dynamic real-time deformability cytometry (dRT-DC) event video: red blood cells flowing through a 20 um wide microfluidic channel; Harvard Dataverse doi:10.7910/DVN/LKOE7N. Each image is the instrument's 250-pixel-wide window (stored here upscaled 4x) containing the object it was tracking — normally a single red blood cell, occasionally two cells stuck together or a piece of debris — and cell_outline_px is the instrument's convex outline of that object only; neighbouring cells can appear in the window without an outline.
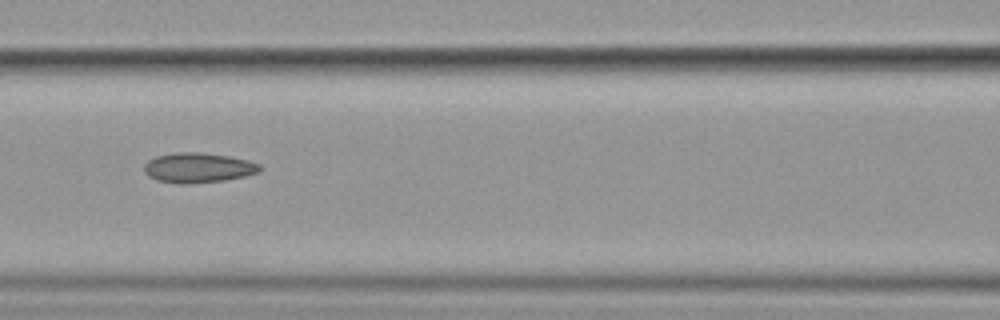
{"species": "common noctule bat (a hibernating species)", "species_latin": "Nyctalus noctula", "temperature_condition": "cold", "stored_images_in_passage": 14, "camera_frame_rate_fps": 3000, "um_per_image_px": 0.085, "animal": {"sex": "female", "body_mass_g": 19.9}, "frame": {"image": 1, "passage_image": 5, "time_ms": 4.667, "image_size_px": [1000, 320], "cell_outline_px": [[260, 172], [244, 176], [224, 180], [188, 184], [180, 184], [156, 180], [148, 176], [144, 172], [144, 164], [148, 160], [156, 156], [176, 152], [200, 152], [228, 156], [248, 160], [260, 164]], "centroid_in_image_um": [16.81, 14.26], "position_along_channel_um": 149.8, "area_um2": 20.23}}
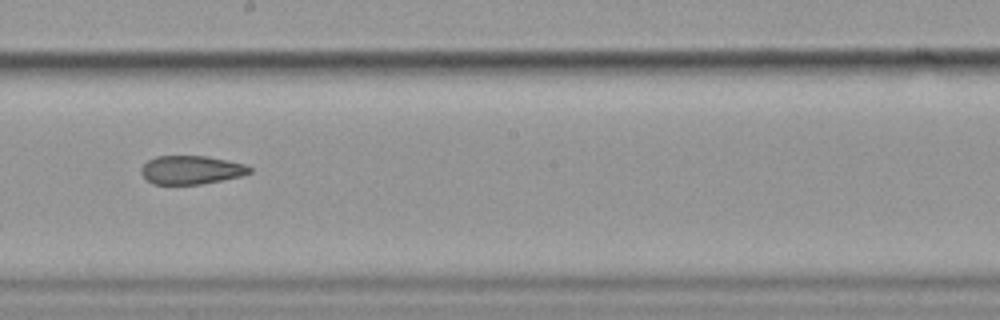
{"frame": {"image": 2, "passage_image": 7, "time_ms": 7.0, "image_size_px": [1000, 320], "cell_outline_px": [[252, 172], [240, 176], [200, 184], [152, 184], [140, 172], [140, 168], [148, 160], [156, 156], [208, 156], [244, 164], [252, 168]], "centroid_in_image_um": [16.23, 14.44], "position_along_channel_um": 232.0, "area_um2": 17.92}}
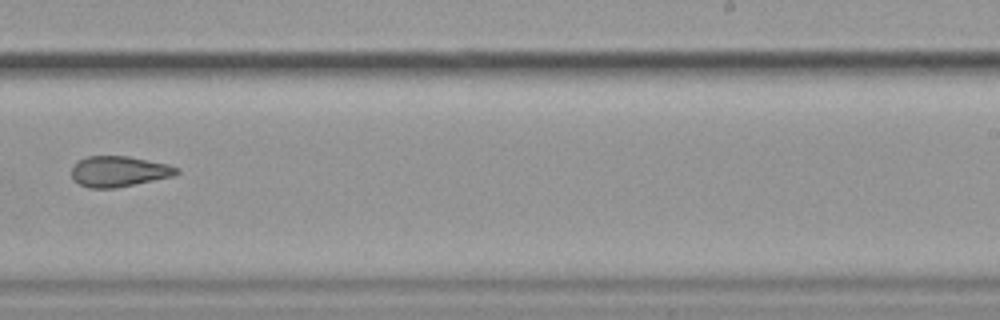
{"frame": {"image": 3, "passage_image": 8, "time_ms": 8.333, "image_size_px": [1000, 320], "cell_outline_px": [[180, 172], [172, 176], [116, 188], [88, 188], [80, 184], [72, 176], [72, 168], [80, 160], [88, 156], [128, 156], [168, 164], [180, 168]], "centroid_in_image_um": [10.14, 14.57], "position_along_channel_um": 278.9, "area_um2": 18.55}, "authors_computed_cell_mechanics": {"area_um2": 19.9121, "velocity_mm_per_s": 3.5434, "shape_relaxation_time_tau1_ms": null, "shape_relaxation_time_tau2_ms": 5.5627, "deformation_change_tau1": null, "deformation_change_tau2": 0.1247}}